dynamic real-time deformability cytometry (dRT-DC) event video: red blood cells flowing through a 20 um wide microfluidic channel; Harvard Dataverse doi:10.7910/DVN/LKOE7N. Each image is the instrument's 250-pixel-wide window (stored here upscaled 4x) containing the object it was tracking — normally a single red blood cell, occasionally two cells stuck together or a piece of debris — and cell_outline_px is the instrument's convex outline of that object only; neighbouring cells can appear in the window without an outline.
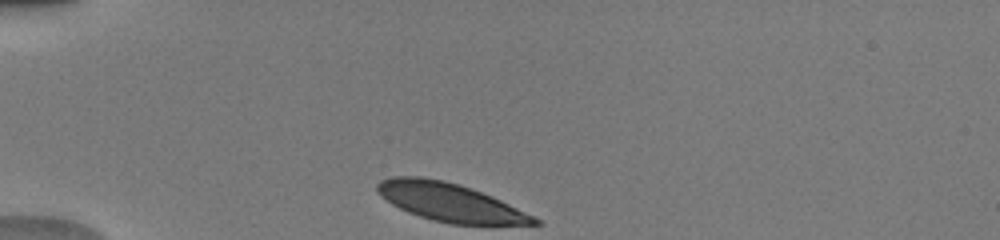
{"species": "human", "species_latin": "Homo sapiens", "temperature_condition": "warm", "stored_images_in_passage": 33, "camera_frame_rate_fps": 3000, "um_per_image_px": 0.085, "donor": {"sex": "male"}, "frame": {"image": 1, "passage_image": 1, "time_ms": 0.0, "image_size_px": [1000, 240], "cell_outline_px": [[544, 224], [452, 224], [432, 220], [408, 212], [392, 204], [380, 196], [376, 192], [376, 184], [380, 180], [392, 176], [420, 176], [444, 180], [460, 184], [472, 188], [492, 196], [540, 220]], "centroid_in_image_um": [38.17, 17.17], "position_along_channel_um": 46.8, "area_um2": 34.8}}
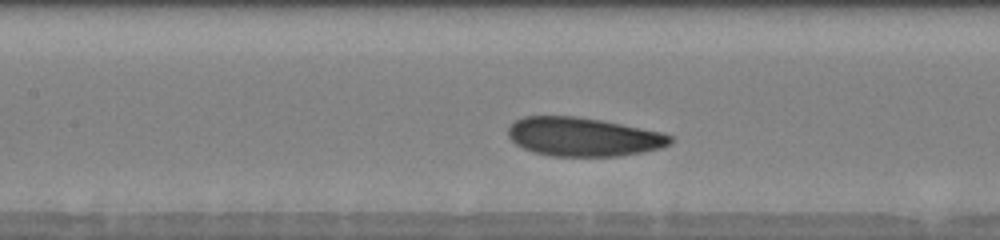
{"frame": {"image": 2, "passage_image": 12, "time_ms": 3.667, "image_size_px": [1000, 240], "cell_outline_px": [[672, 144], [660, 148], [644, 152], [620, 156], [552, 156], [536, 152], [524, 148], [516, 144], [508, 136], [508, 128], [516, 120], [524, 116], [576, 116], [600, 120], [660, 132], [672, 136]], "centroid_in_image_um": [49.58, 11.63], "position_along_channel_um": 157.8, "area_um2": 36.41}}
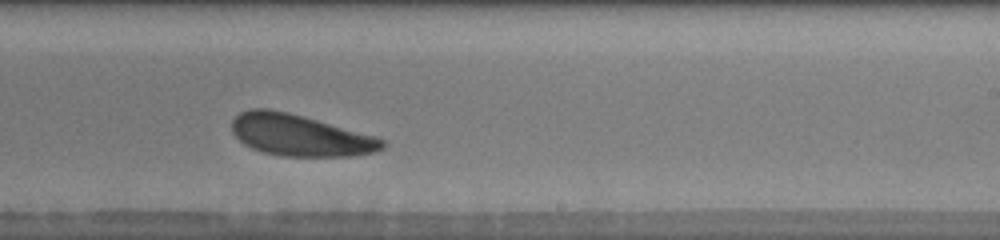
{"frame": {"image": 3, "passage_image": 20, "time_ms": 6.333, "image_size_px": [1000, 240], "cell_outline_px": [[388, 144], [384, 148], [372, 152], [356, 156], [280, 156], [264, 152], [252, 148], [244, 144], [232, 132], [232, 120], [240, 112], [248, 108], [268, 108], [288, 112], [304, 116], [376, 136], [384, 140]], "centroid_in_image_um": [25.5, 11.49], "position_along_channel_um": 263.5, "area_um2": 36.53}, "authors_computed_cell_mechanics": {"area_um2": 36.703, "velocity_mm_per_s": 3.9795, "shape_relaxation_time_tau1_ms": 1.3541, "shape_relaxation_time_tau2_ms": null, "deformation_change_tau1": 0.0741, "deformation_change_tau2": null}}